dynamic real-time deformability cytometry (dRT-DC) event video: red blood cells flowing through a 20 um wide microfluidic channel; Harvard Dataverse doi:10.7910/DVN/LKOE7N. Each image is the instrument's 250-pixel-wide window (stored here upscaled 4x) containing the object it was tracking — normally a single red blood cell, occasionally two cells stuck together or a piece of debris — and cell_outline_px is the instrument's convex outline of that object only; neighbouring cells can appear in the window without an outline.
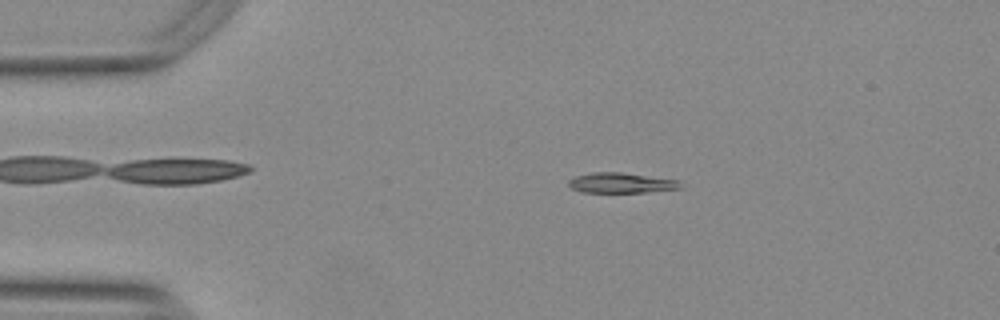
{"species": "Egyptian fruit bat (a non-hibernating species)", "species_latin": "Rousettus aegyptiacus", "temperature_condition": "warm", "stored_images_in_passage": 52, "camera_frame_rate_fps": 3000, "um_per_image_px": 0.085, "animal": {"sex": "female"}, "frame": {"image": 1, "passage_image": 9, "time_ms": 2.667, "image_size_px": [1000, 320], "cell_outline_px": [[680, 188], [648, 192], [580, 192], [572, 188], [568, 184], [568, 180], [576, 176], [592, 172], [620, 172], [680, 180]], "centroid_in_image_um": [52.78, 15.54], "position_along_channel_um": 32.2, "area_um2": 13.12}}
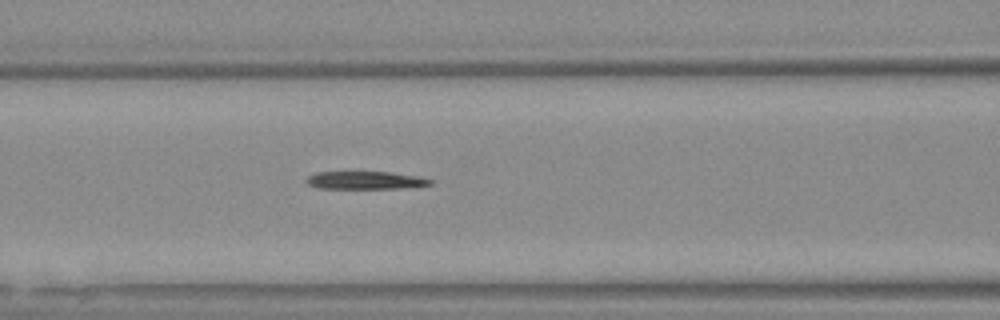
{"frame": {"image": 2, "passage_image": 21, "time_ms": 6.667, "image_size_px": [1000, 320], "cell_outline_px": [[432, 184], [412, 188], [320, 188], [308, 184], [304, 180], [308, 176], [316, 172], [392, 172], [420, 176], [432, 180]], "centroid_in_image_um": [31.11, 15.32], "position_along_channel_um": 135.5, "area_um2": 12.95}}
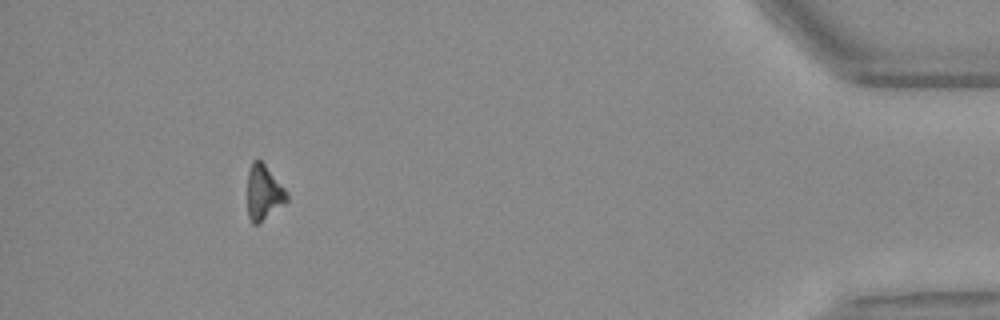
{"frame": {"image": 3, "passage_image": 48, "time_ms": 15.667, "image_size_px": [1000, 320], "cell_outline_px": [[288, 200], [284, 204], [260, 224], [252, 224], [248, 216], [248, 172], [252, 160], [260, 160], [264, 164], [288, 192]], "centroid_in_image_um": [22.42, 16.4], "position_along_channel_um": 412.8, "area_um2": 12.66}}